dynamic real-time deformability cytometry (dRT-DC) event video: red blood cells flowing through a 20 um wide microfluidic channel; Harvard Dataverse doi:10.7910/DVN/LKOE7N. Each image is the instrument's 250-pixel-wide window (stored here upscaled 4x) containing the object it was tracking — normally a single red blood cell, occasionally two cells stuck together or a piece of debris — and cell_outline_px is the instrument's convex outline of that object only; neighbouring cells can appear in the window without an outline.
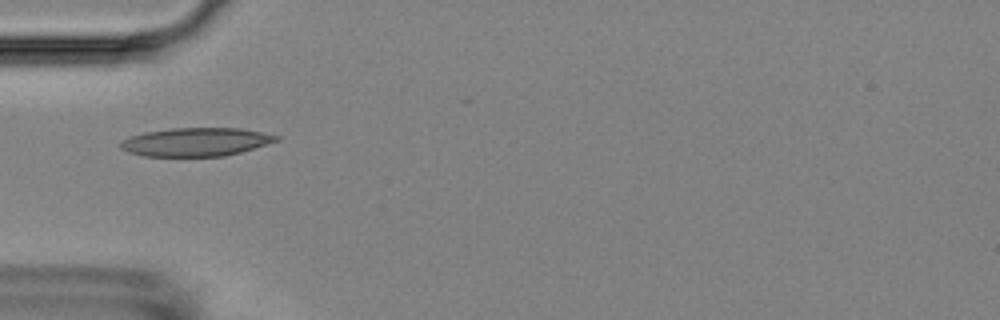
{"species": "Egyptian fruit bat (a non-hibernating species)", "species_latin": "Rousettus aegyptiacus", "temperature_condition": "room temperature", "stored_images_in_passage": 5, "camera_frame_rate_fps": 3000, "um_per_image_px": 0.085, "animal": {"sex": "female"}, "frame": {"image": 1, "passage_image": 3, "time_ms": 3.333, "image_size_px": [1000, 320], "cell_outline_px": [[280, 140], [240, 152], [224, 156], [144, 156], [128, 152], [120, 148], [120, 140], [144, 132], [172, 128], [240, 128], [280, 136]], "centroid_in_image_um": [16.63, 12.06], "position_along_channel_um": 68.4, "area_um2": 25.72}}
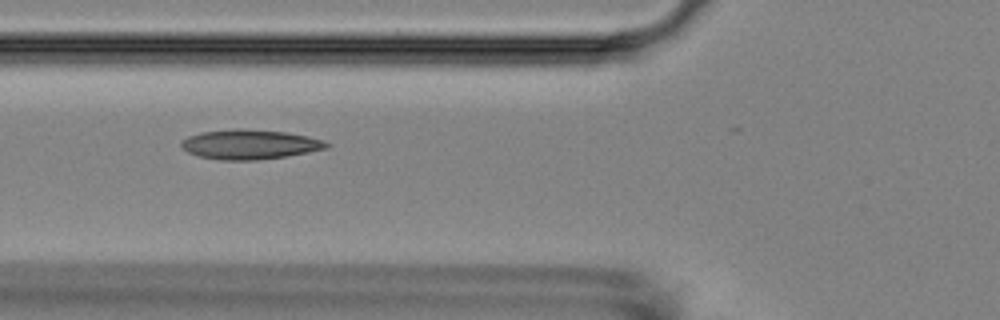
{"frame": {"image": 2, "passage_image": 4, "time_ms": 4.333, "image_size_px": [1000, 320], "cell_outline_px": [[332, 144], [328, 148], [308, 152], [284, 156], [256, 160], [224, 160], [200, 156], [188, 152], [180, 144], [188, 136], [200, 132], [236, 128], [244, 128], [284, 132], [308, 136], [324, 140]], "centroid_in_image_um": [21.26, 12.26], "position_along_channel_um": 104.5, "area_um2": 24.97}}